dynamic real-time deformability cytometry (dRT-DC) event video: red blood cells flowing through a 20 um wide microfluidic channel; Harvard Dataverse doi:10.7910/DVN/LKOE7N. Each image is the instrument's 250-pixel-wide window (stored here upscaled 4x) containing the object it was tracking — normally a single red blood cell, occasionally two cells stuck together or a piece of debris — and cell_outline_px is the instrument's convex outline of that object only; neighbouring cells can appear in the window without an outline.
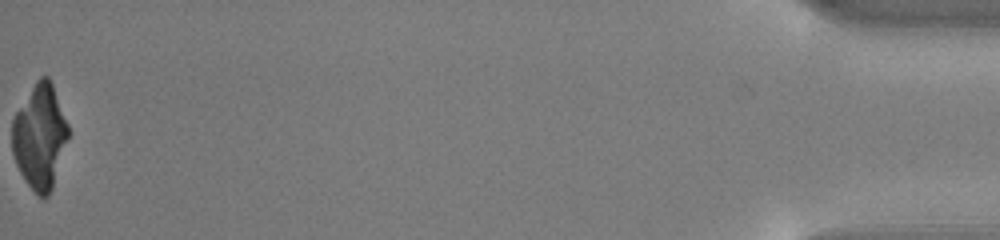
{"species": "common noctule bat (a hibernating species)", "species_latin": "Nyctalus noctula", "temperature_condition": "cold", "stored_images_in_passage": 48, "camera_frame_rate_fps": 3000, "um_per_image_px": 0.085, "animal": {"sex": "male", "body_mass_g": 13.0, "forearm_length_mm": 53.1}, "frame": {"image": 1, "passage_image": 48, "time_ms": 15.667, "image_size_px": [1000, 240], "cell_outline_px": [[68, 136], [52, 188], [48, 196], [40, 196], [28, 184], [20, 172], [16, 164], [12, 152], [12, 116], [36, 80], [40, 76], [48, 76], [52, 84], [68, 124]], "centroid_in_image_um": [3.35, 11.57], "position_along_channel_um": 431.8, "area_um2": 33.81}}